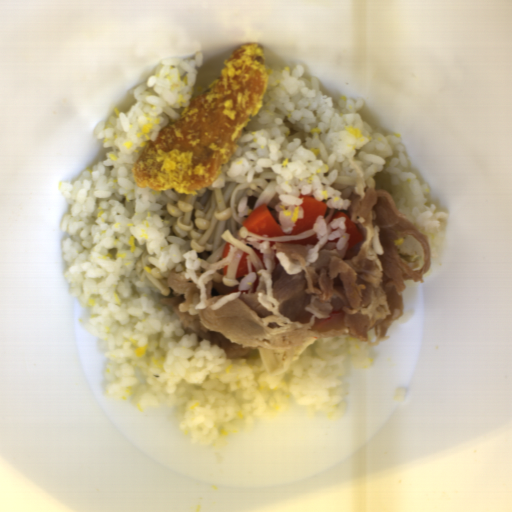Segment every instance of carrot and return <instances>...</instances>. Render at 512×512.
Wrapping results in <instances>:
<instances>
[{
	"label": "carrot",
	"instance_id": "carrot-1",
	"mask_svg": "<svg viewBox=\"0 0 512 512\" xmlns=\"http://www.w3.org/2000/svg\"><path fill=\"white\" fill-rule=\"evenodd\" d=\"M299 197L302 200L303 218L295 222L290 233H285L282 225L277 224L267 203L256 208L241 224L252 234L267 238L292 236L314 228L319 216L325 219L329 215L331 208L323 201L305 193L299 194Z\"/></svg>",
	"mask_w": 512,
	"mask_h": 512
},
{
	"label": "carrot",
	"instance_id": "carrot-2",
	"mask_svg": "<svg viewBox=\"0 0 512 512\" xmlns=\"http://www.w3.org/2000/svg\"><path fill=\"white\" fill-rule=\"evenodd\" d=\"M339 218H345V232L349 235V238L347 240V249H351L353 246H355L357 243L363 241L364 237L362 233L359 231V229L355 226V224L350 220V218L342 211L340 213H337L335 216L331 217L327 224L332 222L335 219Z\"/></svg>",
	"mask_w": 512,
	"mask_h": 512
},
{
	"label": "carrot",
	"instance_id": "carrot-3",
	"mask_svg": "<svg viewBox=\"0 0 512 512\" xmlns=\"http://www.w3.org/2000/svg\"><path fill=\"white\" fill-rule=\"evenodd\" d=\"M248 256H249L248 252H244L239 260V263H238V268H237L235 279H236V281L239 282V284L241 283V281L244 279L245 276L249 275L248 263H247Z\"/></svg>",
	"mask_w": 512,
	"mask_h": 512
},
{
	"label": "carrot",
	"instance_id": "carrot-4",
	"mask_svg": "<svg viewBox=\"0 0 512 512\" xmlns=\"http://www.w3.org/2000/svg\"><path fill=\"white\" fill-rule=\"evenodd\" d=\"M323 237H321L322 239ZM321 239H319L317 236H316V233L311 236L310 238H305V239H301V240H296V241H279V242H286V243H292V244H306V245H312V244H316L317 242H319Z\"/></svg>",
	"mask_w": 512,
	"mask_h": 512
},
{
	"label": "carrot",
	"instance_id": "carrot-5",
	"mask_svg": "<svg viewBox=\"0 0 512 512\" xmlns=\"http://www.w3.org/2000/svg\"><path fill=\"white\" fill-rule=\"evenodd\" d=\"M251 273H255L256 274V278L255 280L253 281L252 285H251V291L255 293L256 289H257V286H258V283H259V280H260V277H259V274H258V270H256L255 266L251 263Z\"/></svg>",
	"mask_w": 512,
	"mask_h": 512
},
{
	"label": "carrot",
	"instance_id": "carrot-6",
	"mask_svg": "<svg viewBox=\"0 0 512 512\" xmlns=\"http://www.w3.org/2000/svg\"><path fill=\"white\" fill-rule=\"evenodd\" d=\"M251 248L255 254L257 255L258 259L260 260L264 270L266 269V266H265V261H264V257H263V254L261 253V251L258 249V248H252V247H249Z\"/></svg>",
	"mask_w": 512,
	"mask_h": 512
},
{
	"label": "carrot",
	"instance_id": "carrot-7",
	"mask_svg": "<svg viewBox=\"0 0 512 512\" xmlns=\"http://www.w3.org/2000/svg\"><path fill=\"white\" fill-rule=\"evenodd\" d=\"M230 246H231V244H229V243L227 245H225L219 260H221L222 258L226 257L230 253Z\"/></svg>",
	"mask_w": 512,
	"mask_h": 512
},
{
	"label": "carrot",
	"instance_id": "carrot-8",
	"mask_svg": "<svg viewBox=\"0 0 512 512\" xmlns=\"http://www.w3.org/2000/svg\"><path fill=\"white\" fill-rule=\"evenodd\" d=\"M342 313H344L342 310H332L331 313L329 314V316L326 318H323V320L325 322L329 319H332L335 315L342 314Z\"/></svg>",
	"mask_w": 512,
	"mask_h": 512
},
{
	"label": "carrot",
	"instance_id": "carrot-9",
	"mask_svg": "<svg viewBox=\"0 0 512 512\" xmlns=\"http://www.w3.org/2000/svg\"><path fill=\"white\" fill-rule=\"evenodd\" d=\"M240 291H242V290H240L239 285H238L237 287H235L234 289L229 291L228 294H235V293L240 292Z\"/></svg>",
	"mask_w": 512,
	"mask_h": 512
},
{
	"label": "carrot",
	"instance_id": "carrot-10",
	"mask_svg": "<svg viewBox=\"0 0 512 512\" xmlns=\"http://www.w3.org/2000/svg\"><path fill=\"white\" fill-rule=\"evenodd\" d=\"M228 271V266L226 268H222L221 273L226 277Z\"/></svg>",
	"mask_w": 512,
	"mask_h": 512
}]
</instances>
